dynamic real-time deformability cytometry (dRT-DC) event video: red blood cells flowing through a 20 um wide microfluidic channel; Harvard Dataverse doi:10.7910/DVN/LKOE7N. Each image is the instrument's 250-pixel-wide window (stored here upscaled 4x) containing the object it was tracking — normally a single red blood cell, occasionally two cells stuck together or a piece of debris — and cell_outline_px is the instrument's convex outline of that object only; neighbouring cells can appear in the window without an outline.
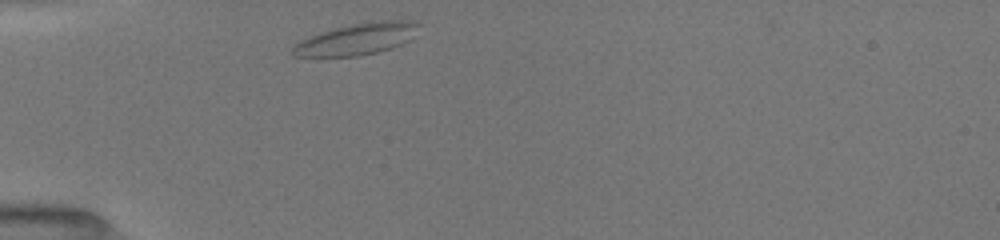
{"species": "common noctule bat (a hibernating species)", "species_latin": "Nyctalus noctula", "temperature_condition": "room temperature", "stored_images_in_passage": 38, "segment_of_instrument_passage": [1, 2], "camera_frame_rate_fps": 3000, "um_per_image_px": 0.085, "animal": {"sex": "female", "body_mass_g": 19.5, "forearm_length_mm": 54.1}, "frame": {"image": 1, "passage_image": 2, "time_ms": 0.333, "image_size_px": [1000, 240], "cell_outline_px": [[420, 24], [408, 40], [392, 48], [360, 56], [296, 56], [292, 52], [292, 48], [300, 40], [320, 32], [352, 24], [380, 20], [400, 20]], "centroid_in_image_um": [30.3, 3.32], "position_along_channel_um": 54.7, "area_um2": 22.6}}
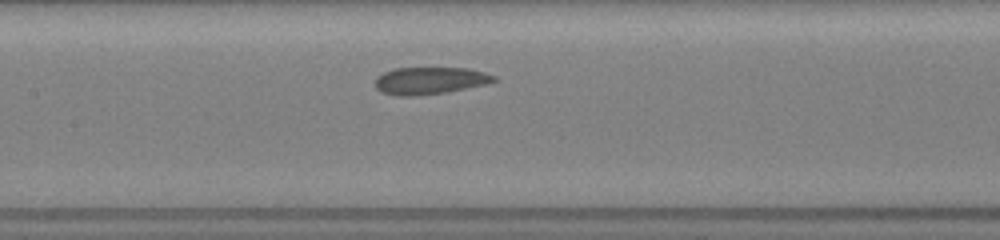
{"frame": {"image": 2, "passage_image": 12, "time_ms": 3.667, "image_size_px": [1000, 240], "cell_outline_px": [[496, 80], [484, 84], [444, 92], [416, 96], [400, 96], [380, 92], [376, 88], [376, 76], [392, 68], [468, 68], [484, 72], [496, 76]], "centroid_in_image_um": [36.48, 6.84], "position_along_channel_um": 170.9, "area_um2": 18.67}}
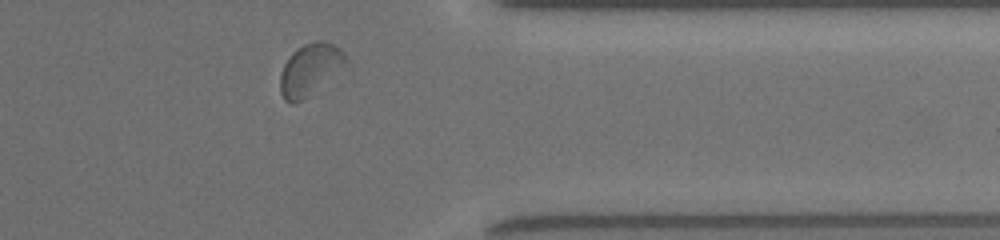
{"frame": {"image": 3, "passage_image": 29, "time_ms": 9.333, "image_size_px": [1000, 240], "cell_outline_px": [[348, 64], [300, 100], [292, 104], [284, 100], [280, 92], [280, 72], [284, 64], [292, 52], [296, 48], [312, 40], [324, 40], [340, 48], [348, 56]], "centroid_in_image_um": [26.35, 5.84], "position_along_channel_um": 385.1, "area_um2": 19.59}}